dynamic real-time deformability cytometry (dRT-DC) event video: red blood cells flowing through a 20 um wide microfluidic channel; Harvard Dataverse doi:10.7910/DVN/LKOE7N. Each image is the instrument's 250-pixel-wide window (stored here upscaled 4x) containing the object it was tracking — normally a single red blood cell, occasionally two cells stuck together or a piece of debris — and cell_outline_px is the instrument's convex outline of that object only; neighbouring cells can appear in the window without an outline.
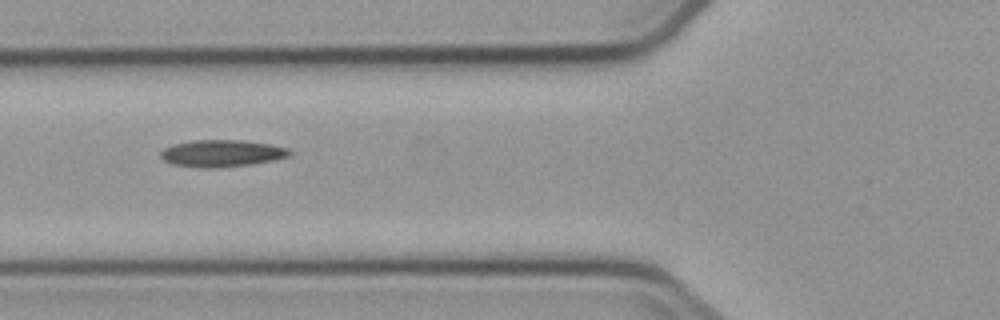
{"species": "common noctule bat (a hibernating species)", "species_latin": "Nyctalus noctula", "temperature_condition": "cold", "stored_images_in_passage": 7, "camera_frame_rate_fps": 3000, "um_per_image_px": 0.085, "animal": {"sex": "male", "body_mass_g": 23.1, "forearm_length_mm": 52.7}, "frame": {"image": 1, "passage_image": 3, "time_ms": 2.333, "image_size_px": [1000, 320], "cell_outline_px": [[292, 156], [276, 160], [252, 164], [220, 168], [200, 168], [172, 164], [164, 160], [160, 156], [160, 152], [164, 148], [176, 144], [192, 140], [244, 140], [268, 144], [288, 148], [292, 152]], "centroid_in_image_um": [18.89, 13.04], "position_along_channel_um": 106.9, "area_um2": 20.46}}
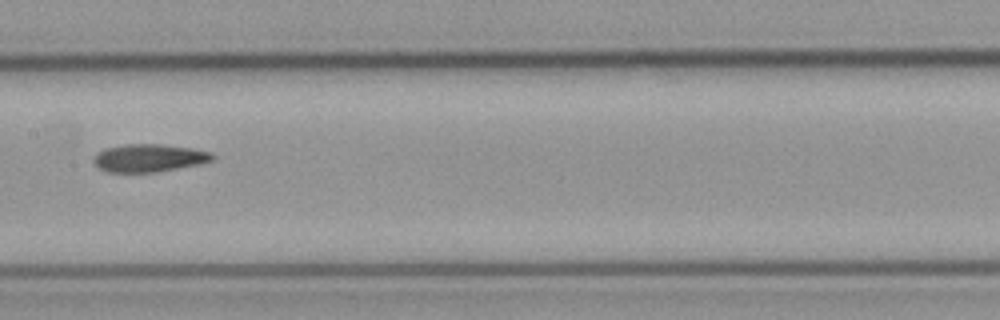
{"frame": {"image": 2, "passage_image": 5, "time_ms": 4.667, "image_size_px": [1000, 320], "cell_outline_px": [[216, 156], [212, 160], [196, 164], [156, 172], [108, 172], [100, 168], [92, 160], [96, 152], [104, 148], [124, 144], [160, 144], [192, 148], [212, 152]], "centroid_in_image_um": [12.63, 13.41], "position_along_channel_um": 194.8, "area_um2": 19.19}}
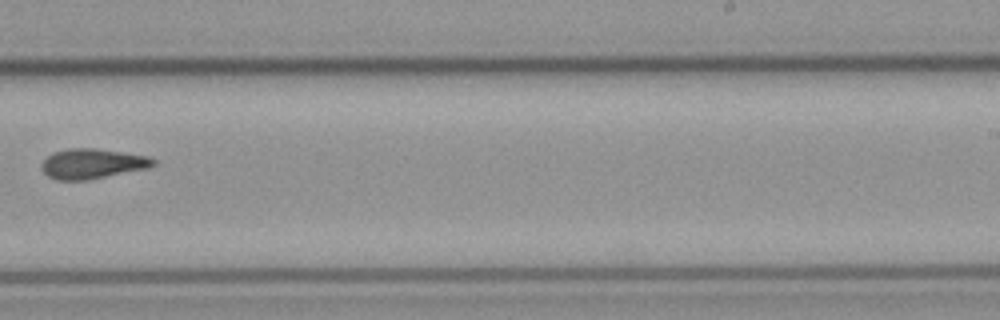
{"frame": {"image": 3, "passage_image": 7, "time_ms": 7.0, "image_size_px": [1000, 320], "cell_outline_px": [[156, 164], [148, 168], [88, 180], [56, 180], [48, 176], [40, 168], [40, 164], [52, 152], [68, 148], [96, 148], [148, 156], [156, 160]], "centroid_in_image_um": [7.83, 13.91], "position_along_channel_um": 281.2, "area_um2": 19.65}}